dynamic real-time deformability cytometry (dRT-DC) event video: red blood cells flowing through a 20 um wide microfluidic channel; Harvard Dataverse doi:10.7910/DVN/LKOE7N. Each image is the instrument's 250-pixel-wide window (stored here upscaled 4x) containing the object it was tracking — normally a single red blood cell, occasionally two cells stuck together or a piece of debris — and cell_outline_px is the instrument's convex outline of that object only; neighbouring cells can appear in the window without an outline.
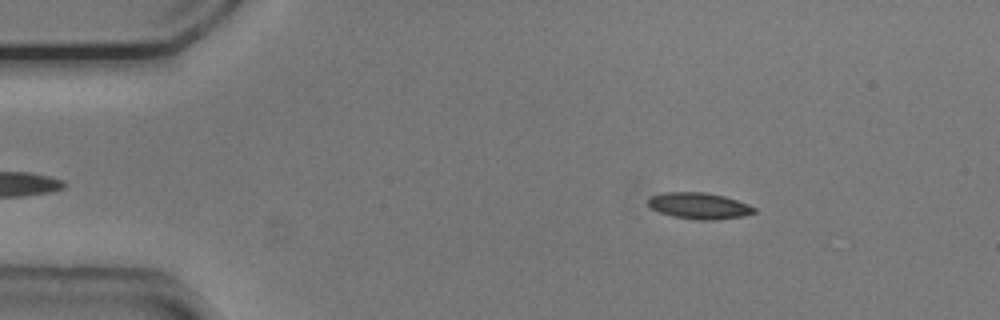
{"species": "common noctule bat (a hibernating species)", "species_latin": "Nyctalus noctula", "temperature_condition": "cold", "stored_images_in_passage": 50, "camera_frame_rate_fps": 3000, "um_per_image_px": 0.085, "animal": {"sex": "male", "body_mass_g": 20.5, "forearm_length_mm": 52.5}, "frame": {"image": 1, "passage_image": 5, "time_ms": 1.333, "image_size_px": [1000, 320], "cell_outline_px": [[756, 212], [740, 216], [712, 220], [700, 220], [672, 216], [660, 212], [652, 208], [648, 204], [648, 200], [652, 196], [664, 192], [704, 192], [724, 196], [748, 204], [756, 208]], "centroid_in_image_um": [59.42, 17.49], "position_along_channel_um": 25.6, "area_um2": 16.01}}
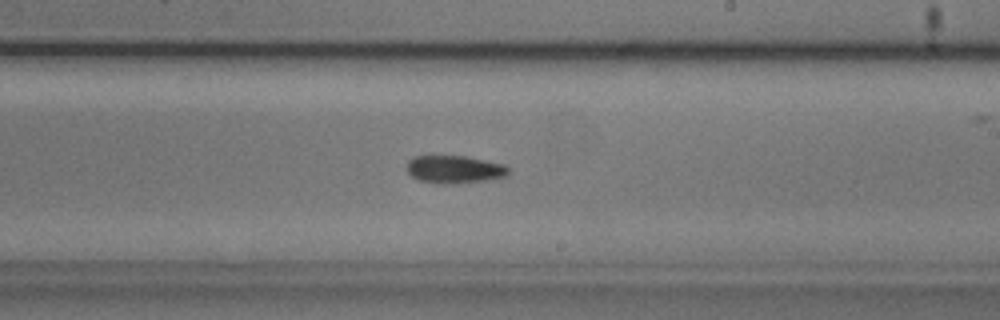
{"frame": {"image": 2, "passage_image": 28, "time_ms": 9.0, "image_size_px": [1000, 320], "cell_outline_px": [[508, 176], [484, 180], [444, 184], [440, 184], [420, 180], [412, 176], [408, 172], [408, 160], [416, 156], [464, 156], [504, 164], [508, 168]], "centroid_in_image_um": [38.63, 14.39], "position_along_channel_um": 250.4, "area_um2": 16.13}}
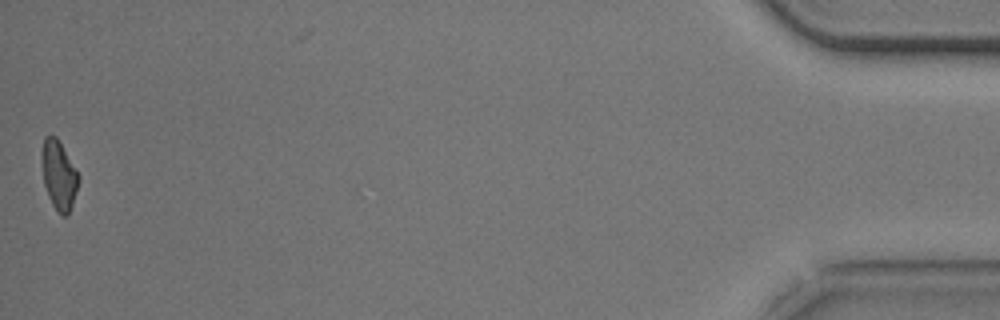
{"frame": {"image": 3, "passage_image": 50, "time_ms": 16.333, "image_size_px": [1000, 320], "cell_outline_px": [[80, 180], [68, 216], [64, 216], [56, 212], [48, 196], [44, 184], [40, 160], [40, 152], [44, 136], [56, 136], [80, 176]], "centroid_in_image_um": [4.97, 14.89], "position_along_channel_um": 430.2, "area_um2": 15.03}, "authors_computed_cell_mechanics": {"area_um2": 15.9817, "velocity_mm_per_s": 3.7691, "shape_relaxation_time_tau1_ms": 3.0634, "shape_relaxation_time_tau2_ms": null, "deformation_change_tau1": 0.1098, "deformation_change_tau2": null}}